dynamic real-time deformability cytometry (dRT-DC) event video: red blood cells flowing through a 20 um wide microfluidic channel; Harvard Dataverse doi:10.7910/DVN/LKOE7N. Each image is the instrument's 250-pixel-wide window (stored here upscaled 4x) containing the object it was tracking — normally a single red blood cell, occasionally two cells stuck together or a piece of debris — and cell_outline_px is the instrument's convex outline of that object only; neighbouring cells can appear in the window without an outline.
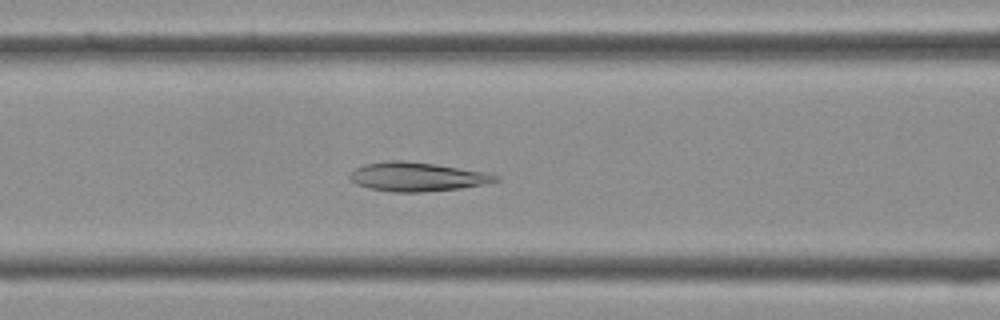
{"species": "Egyptian fruit bat (a non-hibernating species)", "species_latin": "Rousettus aegyptiacus", "temperature_condition": "cold", "stored_images_in_passage": 35, "camera_frame_rate_fps": 3000, "um_per_image_px": 0.085, "frame": {"image": 1, "passage_image": 11, "time_ms": 3.333, "image_size_px": [1000, 320], "cell_outline_px": [[500, 180], [484, 184], [460, 188], [424, 192], [392, 192], [368, 188], [356, 184], [348, 176], [356, 168], [364, 164], [388, 160], [404, 160], [436, 164], [488, 172], [500, 176]], "centroid_in_image_um": [35.47, 15.02], "position_along_channel_um": 131.1, "area_um2": 24.8}}
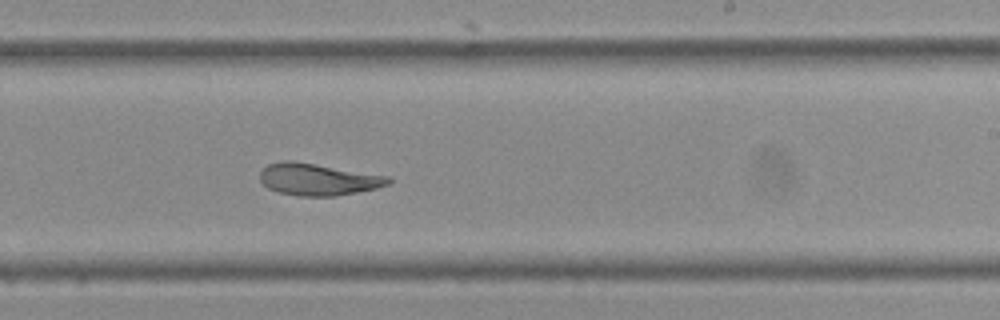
{"frame": {"image": 2, "passage_image": 19, "time_ms": 6.0, "image_size_px": [1000, 320], "cell_outline_px": [[392, 184], [376, 188], [336, 196], [296, 196], [280, 192], [268, 188], [260, 180], [260, 172], [268, 164], [280, 160], [292, 160], [388, 176], [392, 180]], "centroid_in_image_um": [27.03, 15.24], "position_along_channel_um": 262.0, "area_um2": 23.87}}
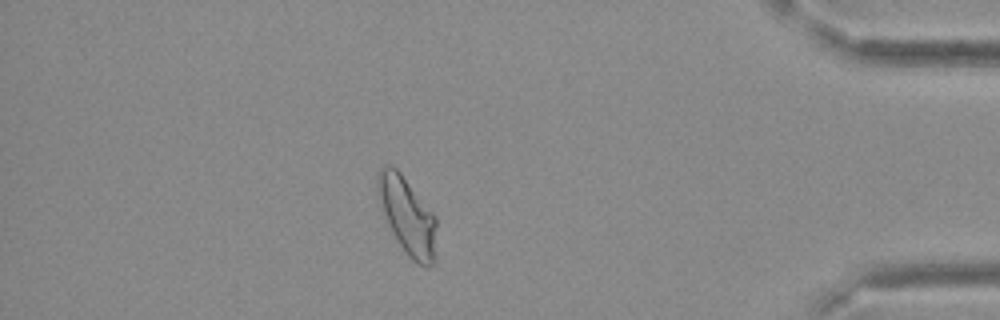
{"frame": {"image": 3, "passage_image": 30, "time_ms": 9.667, "image_size_px": [1000, 320], "cell_outline_px": [[436, 260], [428, 268], [424, 268], [412, 260], [408, 256], [392, 232], [384, 216], [376, 184], [376, 176], [380, 168], [384, 164], [392, 164], [400, 172], [436, 216]], "centroid_in_image_um": [34.64, 18.36], "position_along_channel_um": 400.6, "area_um2": 26.65}}